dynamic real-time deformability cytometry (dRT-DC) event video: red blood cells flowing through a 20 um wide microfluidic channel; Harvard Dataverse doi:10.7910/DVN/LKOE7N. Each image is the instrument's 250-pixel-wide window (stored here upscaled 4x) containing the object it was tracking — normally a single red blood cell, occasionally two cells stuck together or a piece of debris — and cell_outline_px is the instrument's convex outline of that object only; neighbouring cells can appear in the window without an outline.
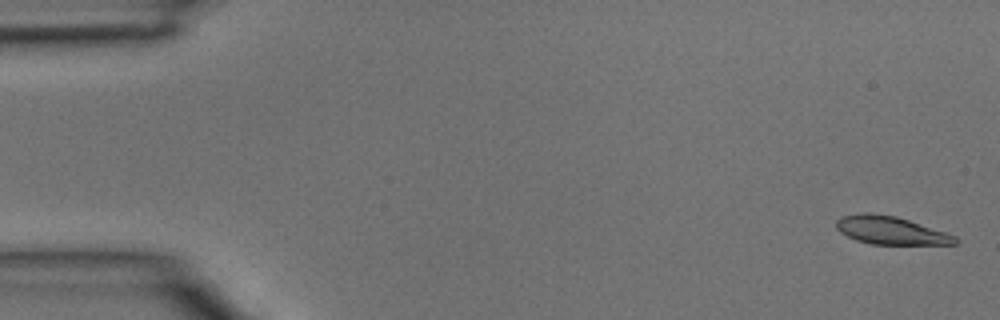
{"species": "common noctule bat (a hibernating species)", "species_latin": "Nyctalus noctula", "temperature_condition": "room temperature", "stored_images_in_passage": 4, "camera_frame_rate_fps": 3000, "um_per_image_px": 0.085, "animal": {"sex": "male", "body_mass_g": 15.6}, "frame": {"image": 1, "passage_image": 1, "time_ms": 0.0, "image_size_px": [1000, 320], "cell_outline_px": [[960, 240], [956, 244], [872, 244], [856, 240], [840, 232], [836, 228], [836, 220], [840, 216], [864, 212], [868, 212], [896, 216], [956, 236]], "centroid_in_image_um": [75.67, 19.57], "position_along_channel_um": 9.3, "area_um2": 19.31}}
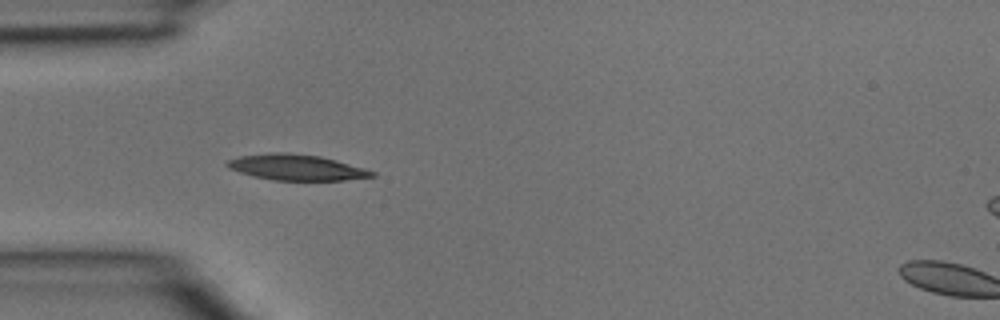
{"frame": {"image": 2, "passage_image": 4, "time_ms": 1.0, "image_size_px": [1000, 320], "cell_outline_px": [[376, 176], [344, 180], [276, 180], [252, 176], [228, 168], [224, 164], [228, 160], [240, 156], [272, 152], [288, 152], [320, 156], [336, 160], [364, 168], [376, 172]], "centroid_in_image_um": [25.19, 14.22], "position_along_channel_um": 59.8, "area_um2": 21.73}}